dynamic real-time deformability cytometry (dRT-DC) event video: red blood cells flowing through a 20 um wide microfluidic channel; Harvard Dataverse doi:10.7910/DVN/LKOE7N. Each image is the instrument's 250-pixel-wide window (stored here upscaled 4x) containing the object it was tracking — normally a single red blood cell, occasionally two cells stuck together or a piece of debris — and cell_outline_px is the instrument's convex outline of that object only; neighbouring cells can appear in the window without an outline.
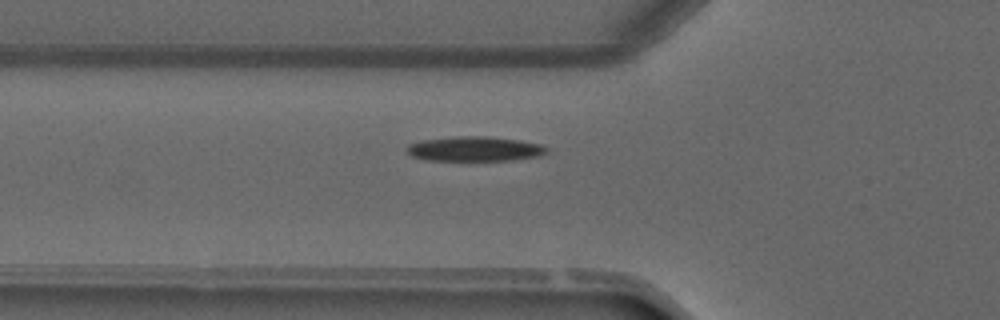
{"species": "common noctule bat (a hibernating species)", "species_latin": "Nyctalus noctula", "temperature_condition": "warm", "stored_images_in_passage": 3, "camera_frame_rate_fps": 3000, "um_per_image_px": 0.085, "animal": {"sex": "male", "forearm_length_mm": 52.5}, "frame": {"image": 1, "passage_image": 3, "time_ms": 2.333, "image_size_px": [1000, 320], "cell_outline_px": [[548, 152], [540, 156], [512, 160], [424, 160], [412, 156], [404, 148], [408, 144], [424, 140], [452, 136], [488, 136], [520, 140], [540, 144], [548, 148]], "centroid_in_image_um": [40.35, 12.65], "position_along_channel_um": 85.5, "area_um2": 20.29}}